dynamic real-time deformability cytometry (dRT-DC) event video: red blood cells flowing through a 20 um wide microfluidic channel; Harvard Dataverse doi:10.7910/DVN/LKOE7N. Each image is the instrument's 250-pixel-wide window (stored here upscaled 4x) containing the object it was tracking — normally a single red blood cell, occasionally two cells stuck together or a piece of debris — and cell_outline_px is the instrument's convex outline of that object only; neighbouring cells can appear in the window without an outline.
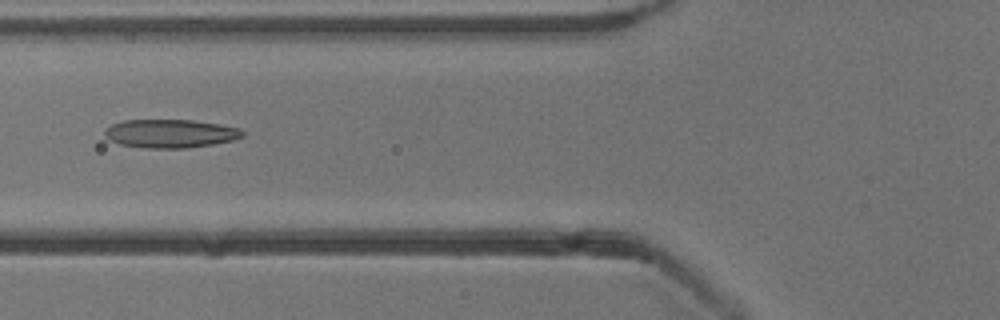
{"species": "common noctule bat (a hibernating species)", "species_latin": "Nyctalus noctula", "temperature_condition": "cold", "stored_images_in_passage": 7, "camera_frame_rate_fps": 3000, "um_per_image_px": 0.085, "animal": {"sex": "male", "body_mass_g": 13.3}, "frame": {"image": 1, "passage_image": 6, "time_ms": 5.667, "image_size_px": [1000, 320], "cell_outline_px": [[244, 136], [236, 140], [188, 148], [144, 148], [120, 144], [108, 140], [104, 136], [104, 128], [112, 124], [124, 120], [192, 120], [220, 124], [240, 128], [244, 132]], "centroid_in_image_um": [14.47, 11.35], "position_along_channel_um": 111.3, "area_um2": 23.12}}
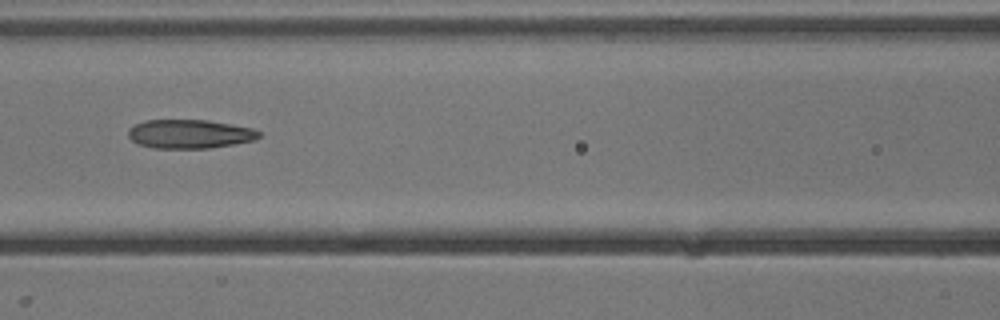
{"frame": {"image": 2, "passage_image": 7, "time_ms": 6.667, "image_size_px": [1000, 320], "cell_outline_px": [[260, 136], [256, 140], [208, 148], [152, 148], [140, 144], [132, 140], [128, 136], [128, 128], [144, 120], [208, 120], [232, 124], [252, 128], [260, 132]], "centroid_in_image_um": [16.12, 11.38], "position_along_channel_um": 150.5, "area_um2": 21.96}}